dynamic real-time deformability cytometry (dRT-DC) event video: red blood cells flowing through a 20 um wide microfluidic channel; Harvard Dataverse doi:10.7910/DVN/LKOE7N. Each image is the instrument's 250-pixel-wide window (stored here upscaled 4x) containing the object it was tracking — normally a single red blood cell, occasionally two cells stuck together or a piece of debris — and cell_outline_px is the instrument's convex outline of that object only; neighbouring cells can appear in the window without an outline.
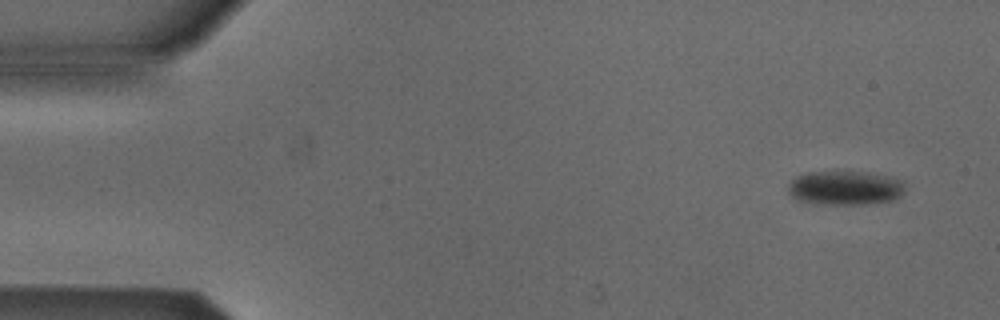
{"species": "Egyptian fruit bat (a non-hibernating species)", "species_latin": "Rousettus aegyptiacus", "temperature_condition": "cold", "stored_images_in_passage": 5, "camera_frame_rate_fps": 3000, "um_per_image_px": 0.085, "animal": {"sex": "male"}, "frame": {"image": 1, "passage_image": 1, "time_ms": 0.0, "image_size_px": [1000, 320], "cell_outline_px": [[904, 192], [900, 196], [892, 200], [868, 204], [816, 204], [796, 200], [788, 192], [788, 184], [796, 176], [808, 172], [868, 172], [888, 176], [904, 180]], "centroid_in_image_um": [71.83, 15.98], "position_along_channel_um": 13.2, "area_um2": 23.47}}
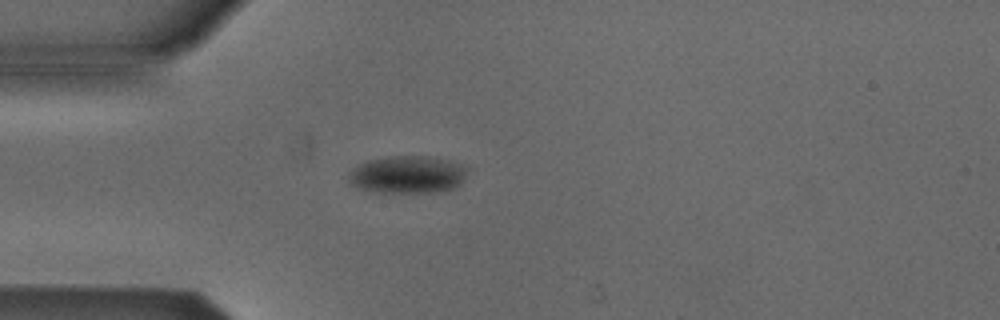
{"frame": {"image": 2, "passage_image": 4, "time_ms": 3.667, "image_size_px": [1000, 320], "cell_outline_px": [[468, 168], [464, 180], [456, 188], [444, 192], [372, 192], [356, 188], [348, 184], [348, 172], [352, 168], [368, 160], [392, 156], [428, 156], [448, 160], [464, 164]], "centroid_in_image_um": [34.64, 14.85], "position_along_channel_um": 50.4, "area_um2": 26.53}}